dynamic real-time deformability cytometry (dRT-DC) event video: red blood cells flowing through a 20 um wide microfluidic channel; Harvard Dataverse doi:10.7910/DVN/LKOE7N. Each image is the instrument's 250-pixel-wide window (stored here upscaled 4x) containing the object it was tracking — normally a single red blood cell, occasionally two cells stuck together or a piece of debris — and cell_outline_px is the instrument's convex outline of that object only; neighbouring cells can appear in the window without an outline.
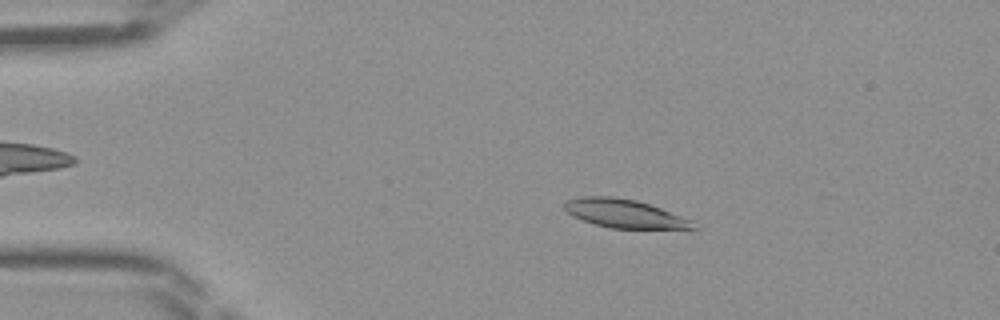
{"species": "Egyptian fruit bat (a non-hibernating species)", "species_latin": "Rousettus aegyptiacus", "temperature_condition": "room temperature", "stored_images_in_passage": 45, "camera_frame_rate_fps": 3000, "um_per_image_px": 0.085, "frame": {"image": 1, "passage_image": 8, "time_ms": 2.333, "image_size_px": [1000, 320], "cell_outline_px": [[696, 228], [612, 228], [596, 224], [572, 216], [564, 208], [564, 204], [568, 200], [580, 196], [612, 196], [636, 200], [660, 208], [692, 220]], "centroid_in_image_um": [53.04, 18.14], "position_along_channel_um": 32.0, "area_um2": 20.92}}
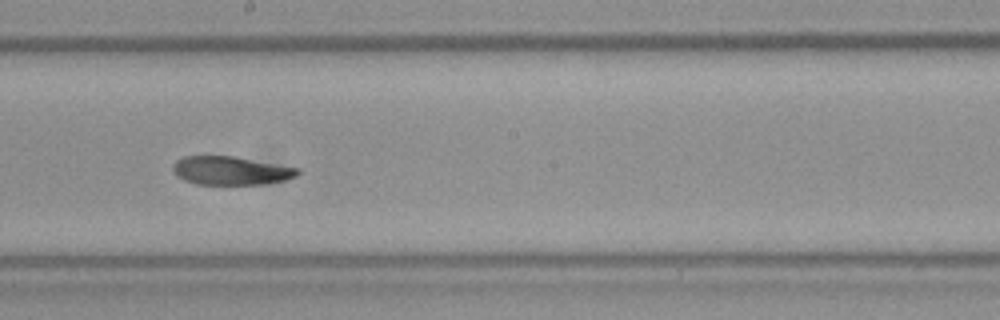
{"frame": {"image": 2, "passage_image": 25, "time_ms": 8.0, "image_size_px": [1000, 320], "cell_outline_px": [[300, 172], [296, 176], [284, 180], [264, 184], [196, 184], [184, 180], [176, 176], [172, 168], [172, 164], [176, 160], [184, 156], [232, 156], [300, 168]], "centroid_in_image_um": [19.59, 14.5], "position_along_channel_um": 228.6, "area_um2": 20.69}}
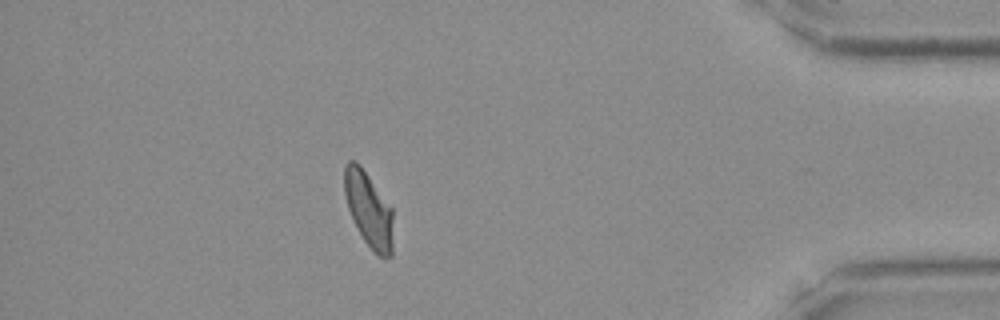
{"frame": {"image": 3, "passage_image": 40, "time_ms": 13.0, "image_size_px": [1000, 320], "cell_outline_px": [[392, 256], [384, 260], [364, 240], [352, 220], [348, 208], [344, 192], [344, 164], [348, 160], [356, 160], [360, 164], [392, 208]], "centroid_in_image_um": [31.32, 17.78], "position_along_channel_um": 403.9, "area_um2": 21.33}}